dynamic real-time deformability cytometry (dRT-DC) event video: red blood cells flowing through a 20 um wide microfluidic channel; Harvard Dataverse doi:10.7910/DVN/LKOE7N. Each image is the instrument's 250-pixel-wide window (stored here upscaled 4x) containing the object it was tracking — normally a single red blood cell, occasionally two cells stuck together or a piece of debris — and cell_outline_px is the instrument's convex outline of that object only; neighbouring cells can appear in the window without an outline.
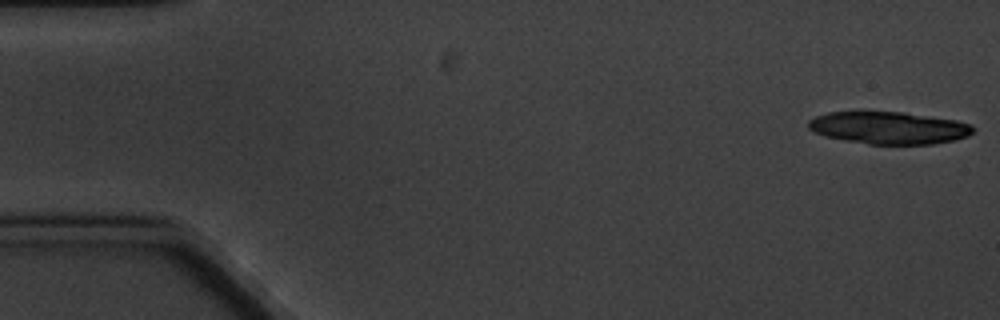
{"species": "common noctule bat (a hibernating species)", "species_latin": "Nyctalus noctula", "temperature_condition": "cold", "stored_images_in_passage": 7, "camera_frame_rate_fps": 3000, "um_per_image_px": 0.085, "animal": {"sex": "male", "body_mass_g": 20.1, "forearm_length_mm": 53.5}, "frame": {"image": 1, "passage_image": 1, "time_ms": 0.0, "image_size_px": [1000, 320], "cell_outline_px": [[976, 128], [968, 136], [956, 140], [932, 144], [868, 144], [844, 140], [824, 136], [808, 128], [808, 120], [816, 116], [828, 112], [904, 112], [956, 120], [972, 124]], "centroid_in_image_um": [75.58, 10.87], "position_along_channel_um": 9.4, "area_um2": 31.1}}
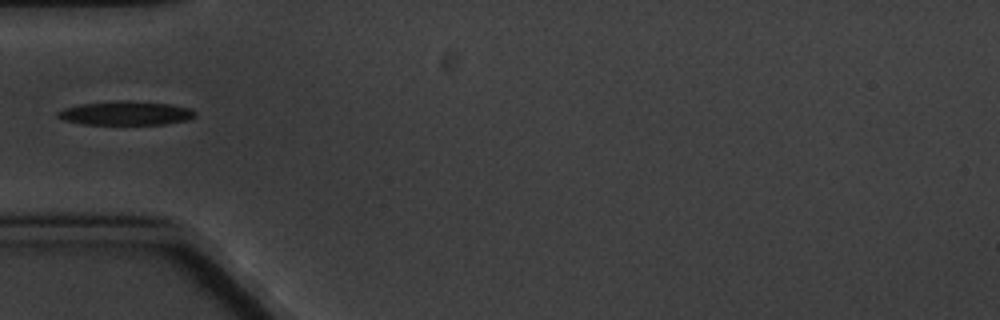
{"frame": {"image": 2, "passage_image": 6, "time_ms": 6.0, "image_size_px": [1000, 320], "cell_outline_px": [[196, 116], [188, 120], [164, 124], [84, 124], [64, 120], [56, 116], [56, 112], [64, 108], [80, 104], [116, 100], [132, 100], [172, 104], [192, 108], [196, 112]], "centroid_in_image_um": [10.72, 9.6], "position_along_channel_um": 74.3, "area_um2": 19.42}}